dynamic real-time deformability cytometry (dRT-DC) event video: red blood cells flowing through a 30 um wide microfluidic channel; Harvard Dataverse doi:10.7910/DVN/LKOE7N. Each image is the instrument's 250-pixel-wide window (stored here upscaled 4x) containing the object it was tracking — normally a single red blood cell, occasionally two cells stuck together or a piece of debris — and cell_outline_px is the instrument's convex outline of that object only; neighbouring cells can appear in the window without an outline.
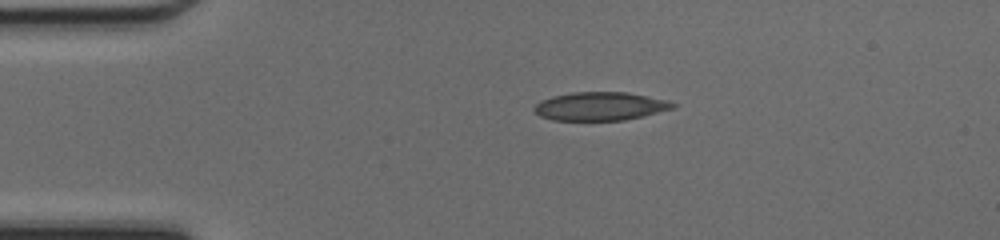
{"species": "common noctule bat (a hibernating species)", "species_latin": "Nyctalus noctula", "temperature_condition": "cold", "stored_images_in_passage": 39, "camera_frame_rate_fps": 3000, "um_per_image_px": 0.085, "animal": {"sex": "female", "body_mass_g": 17.0, "forearm_length_mm": 48.0}, "frame": {"image": 1, "passage_image": 1, "time_ms": 0.0, "image_size_px": [1000, 240], "cell_outline_px": [[676, 108], [644, 116], [624, 120], [552, 120], [540, 116], [532, 108], [540, 100], [552, 96], [572, 92], [628, 92], [668, 100], [676, 104]], "centroid_in_image_um": [51.04, 9.03], "position_along_channel_um": 34.0, "area_um2": 23.12}}
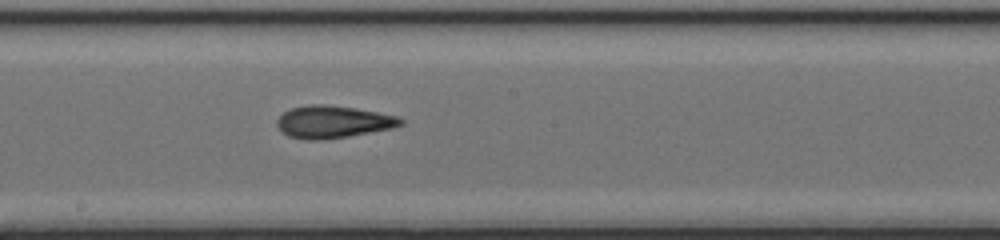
{"frame": {"image": 2, "passage_image": 17, "time_ms": 5.333, "image_size_px": [1000, 240], "cell_outline_px": [[404, 124], [392, 128], [348, 136], [320, 140], [308, 140], [288, 136], [280, 132], [276, 124], [276, 120], [284, 112], [292, 108], [312, 104], [324, 104], [356, 108], [396, 116], [404, 120]], "centroid_in_image_um": [28.27, 10.36], "position_along_channel_um": 219.9, "area_um2": 23.24}}
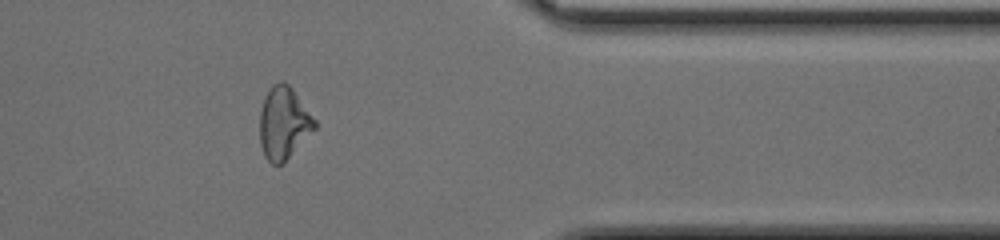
{"frame": {"image": 3, "passage_image": 30, "time_ms": 9.667, "image_size_px": [1000, 240], "cell_outline_px": [[316, 128], [284, 164], [272, 164], [264, 156], [260, 144], [260, 112], [264, 96], [272, 84], [280, 80], [284, 80], [292, 88], [316, 120]], "centroid_in_image_um": [24.11, 10.46], "position_along_channel_um": 387.3, "area_um2": 23.41}, "authors_computed_cell_mechanics": {"area_um2": 23.1778, "velocity_mm_per_s": 4.2882, "shape_relaxation_time_tau1_ms": null, "shape_relaxation_time_tau2_ms": 4.5091, "deformation_change_tau1": null, "deformation_change_tau2": 0.1291}}